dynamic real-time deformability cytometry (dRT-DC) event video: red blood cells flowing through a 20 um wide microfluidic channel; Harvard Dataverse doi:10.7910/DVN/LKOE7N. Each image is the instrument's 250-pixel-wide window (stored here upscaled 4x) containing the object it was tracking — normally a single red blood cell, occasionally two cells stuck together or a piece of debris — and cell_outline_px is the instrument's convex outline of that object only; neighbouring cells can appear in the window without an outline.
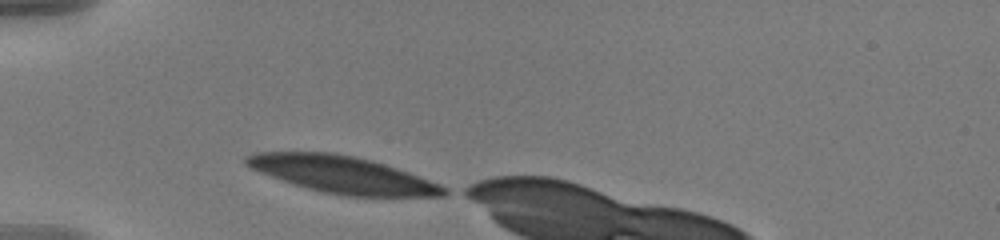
{"species": "human", "species_latin": "Homo sapiens", "temperature_condition": "warm", "stored_images_in_passage": 4, "camera_frame_rate_fps": 3000, "um_per_image_px": 0.085, "donor": {"sex": "male"}, "frame": {"image": 1, "passage_image": 1, "time_ms": 0.0, "image_size_px": [1000, 240], "cell_outline_px": [[452, 192], [444, 196], [344, 196], [324, 192], [308, 188], [260, 172], [244, 164], [244, 156], [256, 152], [336, 152], [356, 156], [372, 160], [408, 172], [440, 184], [448, 188]], "centroid_in_image_um": [29.15, 14.83], "position_along_channel_um": 55.9, "area_um2": 42.37}}
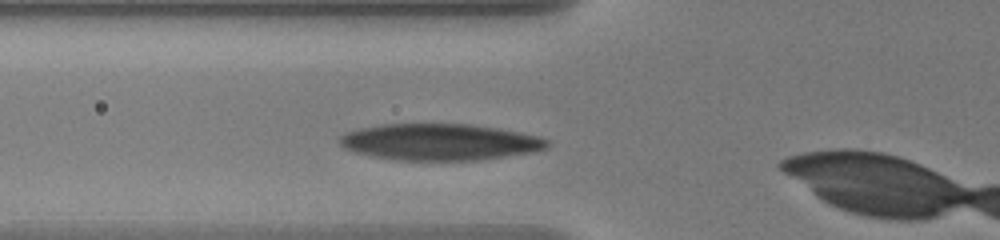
{"frame": {"image": 2, "passage_image": 3, "time_ms": 0.667, "image_size_px": [1000, 240], "cell_outline_px": [[552, 144], [548, 148], [532, 152], [480, 160], [396, 160], [372, 156], [356, 152], [344, 148], [340, 144], [340, 136], [348, 132], [360, 128], [380, 124], [472, 124], [496, 128], [536, 136], [548, 140]], "centroid_in_image_um": [37.38, 12.07], "position_along_channel_um": 88.4, "area_um2": 43.99}}